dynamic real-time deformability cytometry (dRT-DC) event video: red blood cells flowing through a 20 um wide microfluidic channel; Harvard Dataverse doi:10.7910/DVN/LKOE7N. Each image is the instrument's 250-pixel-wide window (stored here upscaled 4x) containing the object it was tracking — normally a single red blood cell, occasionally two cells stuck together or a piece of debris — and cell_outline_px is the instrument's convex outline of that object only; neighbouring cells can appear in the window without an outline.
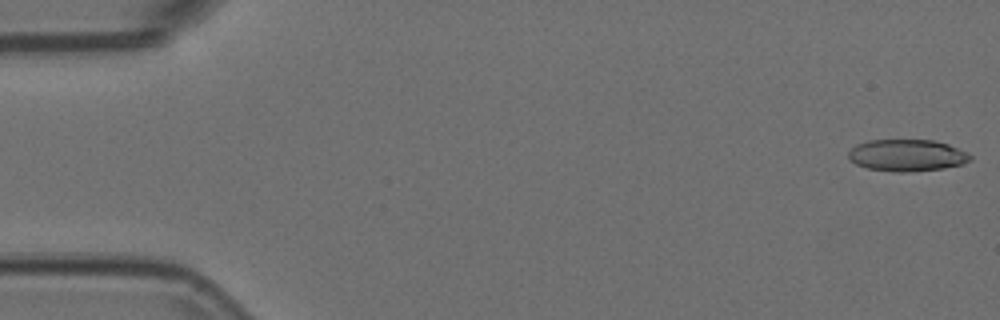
{"species": "Egyptian fruit bat (a non-hibernating species)", "species_latin": "Rousettus aegyptiacus", "temperature_condition": "room temperature", "stored_images_in_passage": 54, "camera_frame_rate_fps": 3000, "um_per_image_px": 0.085, "animal": {"sex": "female"}, "frame": {"image": 1, "passage_image": 1, "time_ms": 0.0, "image_size_px": [1000, 320], "cell_outline_px": [[972, 160], [964, 164], [944, 168], [904, 172], [892, 172], [868, 168], [856, 164], [848, 156], [848, 152], [856, 144], [868, 140], [932, 140], [948, 144], [968, 152], [972, 156]], "centroid_in_image_um": [77.12, 13.2], "position_along_channel_um": 7.9, "area_um2": 22.66}}
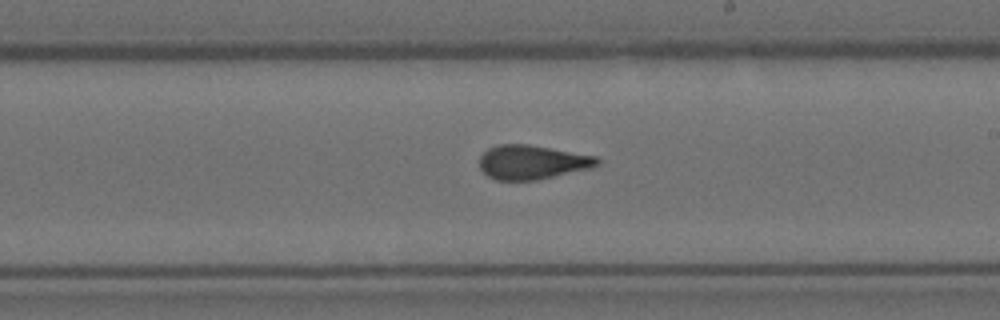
{"frame": {"image": 2, "passage_image": 31, "time_ms": 10.0, "image_size_px": [1000, 320], "cell_outline_px": [[600, 164], [592, 168], [536, 180], [496, 180], [488, 176], [480, 168], [480, 156], [488, 148], [500, 144], [528, 144], [596, 156], [600, 160]], "centroid_in_image_um": [45.24, 13.78], "position_along_channel_um": 243.8, "area_um2": 23.41}}
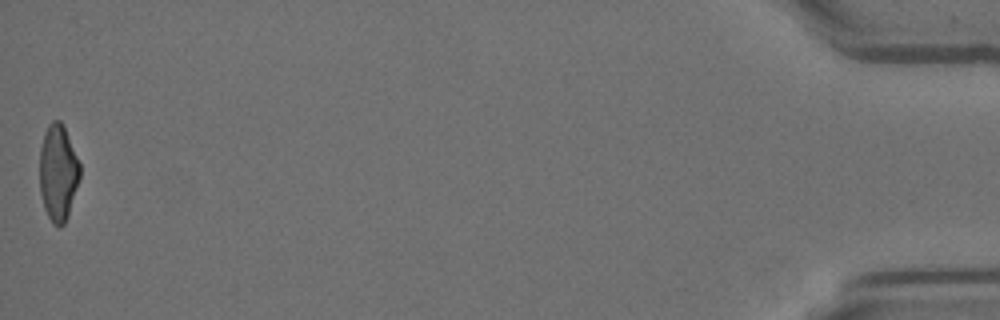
{"frame": {"image": 3, "passage_image": 54, "time_ms": 17.667, "image_size_px": [1000, 320], "cell_outline_px": [[80, 176], [68, 216], [64, 224], [60, 228], [52, 224], [44, 208], [40, 192], [40, 148], [44, 132], [48, 124], [52, 120], [60, 120], [64, 124], [80, 164]], "centroid_in_image_um": [4.93, 14.67], "position_along_channel_um": 430.3, "area_um2": 22.83}, "authors_computed_cell_mechanics": {"area_um2": 23.5246, "velocity_mm_per_s": 3.7259, "shape_relaxation_time_tau1_ms": null, "shape_relaxation_time_tau2_ms": 1.6866, "deformation_change_tau1": null, "deformation_change_tau2": 0.0861}}